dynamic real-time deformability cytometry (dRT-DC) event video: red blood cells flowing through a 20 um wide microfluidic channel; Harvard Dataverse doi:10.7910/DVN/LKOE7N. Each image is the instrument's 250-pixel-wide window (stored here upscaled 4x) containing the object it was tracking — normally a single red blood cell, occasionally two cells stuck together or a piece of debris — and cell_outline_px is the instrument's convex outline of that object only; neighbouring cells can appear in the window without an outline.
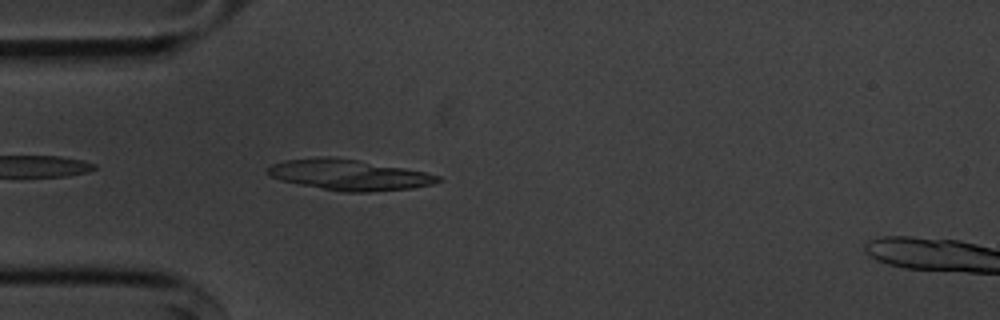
{"species": "common noctule bat (a hibernating species)", "species_latin": "Nyctalus noctula", "temperature_condition": "cold", "stored_images_in_passage": 42, "camera_frame_rate_fps": 3000, "um_per_image_px": 0.085, "animal": {"sex": "male", "body_mass_g": 20.1, "forearm_length_mm": 53.5}, "frame": {"image": 1, "passage_image": 3, "time_ms": 0.667, "image_size_px": [1000, 320], "cell_outline_px": [[444, 180], [432, 184], [412, 188], [368, 192], [340, 192], [280, 180], [268, 176], [268, 168], [272, 164], [284, 160], [316, 156], [328, 156], [356, 160], [404, 168], [424, 172], [440, 176]], "centroid_in_image_um": [29.64, 14.86], "position_along_channel_um": 55.4, "area_um2": 30.4}}
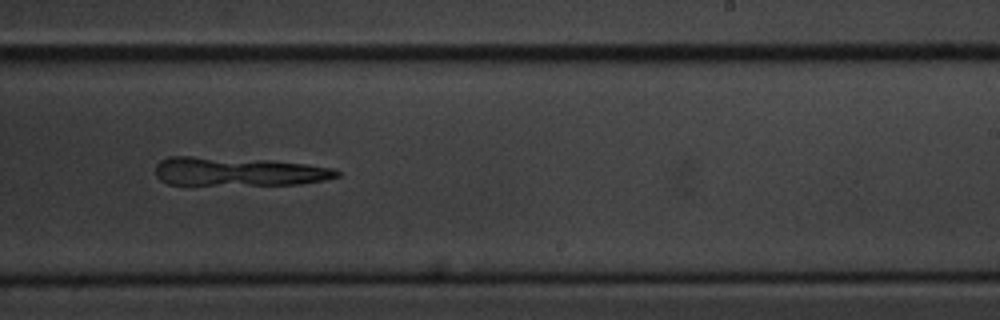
{"frame": {"image": 2, "passage_image": 21, "time_ms": 6.667, "image_size_px": [1000, 320], "cell_outline_px": [[340, 176], [324, 180], [300, 184], [168, 184], [160, 180], [156, 176], [156, 164], [160, 160], [168, 156], [192, 156], [272, 160], [304, 164], [332, 168], [340, 172]], "centroid_in_image_um": [20.23, 14.57], "position_along_channel_um": 268.8, "area_um2": 30.23}}